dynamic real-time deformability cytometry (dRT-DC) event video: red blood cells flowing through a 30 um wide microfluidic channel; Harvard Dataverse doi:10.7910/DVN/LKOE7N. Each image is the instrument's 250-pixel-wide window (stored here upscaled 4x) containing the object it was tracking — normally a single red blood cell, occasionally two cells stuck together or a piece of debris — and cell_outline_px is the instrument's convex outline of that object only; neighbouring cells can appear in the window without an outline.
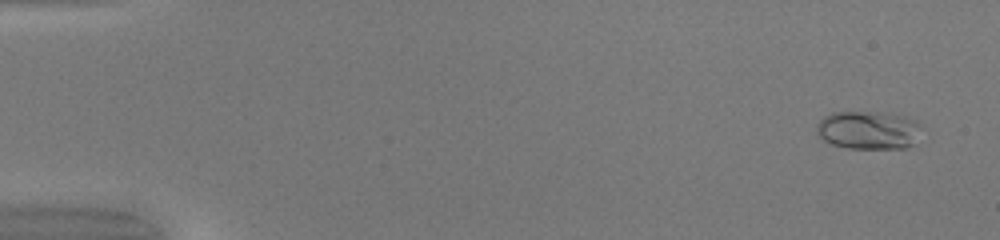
{"species": "common noctule bat (a hibernating species)", "species_latin": "Nyctalus noctula", "temperature_condition": "warm", "stored_images_in_passage": 50, "camera_frame_rate_fps": 3000, "um_per_image_px": 0.085, "animal": {"sex": "female", "body_mass_g": 20.0, "forearm_length_mm": 54.0}, "frame": {"image": 1, "passage_image": 3, "time_ms": 0.667, "image_size_px": [1000, 240], "cell_outline_px": [[916, 144], [904, 148], [848, 148], [832, 144], [824, 140], [816, 132], [816, 124], [824, 116], [832, 112], [884, 112], [904, 116], [916, 120]], "centroid_in_image_um": [73.75, 11.05], "position_along_channel_um": 11.3, "area_um2": 23.18}}
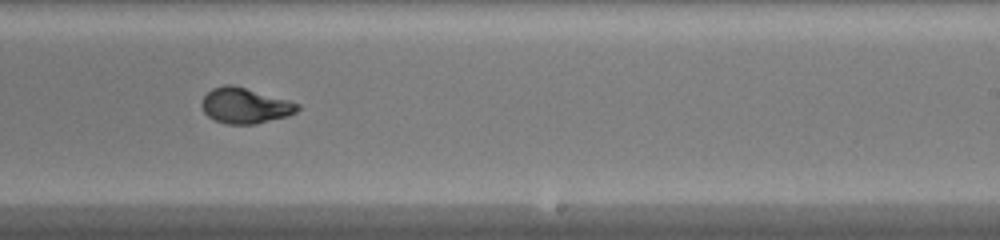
{"frame": {"image": 2, "passage_image": 32, "time_ms": 10.333, "image_size_px": [1000, 240], "cell_outline_px": [[300, 108], [296, 112], [288, 116], [256, 124], [228, 124], [216, 120], [208, 116], [204, 112], [200, 104], [204, 96], [212, 88], [224, 84], [232, 84], [288, 100], [300, 104]], "centroid_in_image_um": [20.82, 8.98], "position_along_channel_um": 268.2, "area_um2": 19.83}}
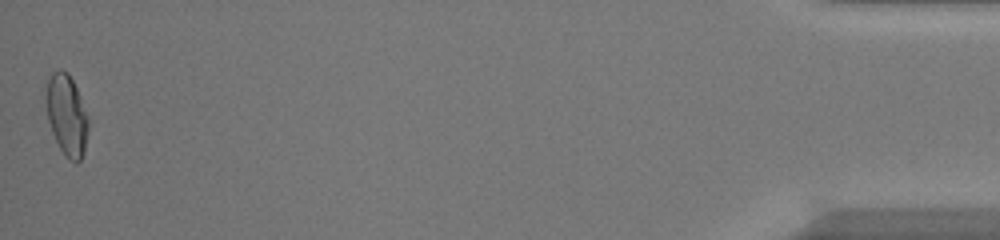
{"frame": {"image": 3, "passage_image": 50, "time_ms": 16.333, "image_size_px": [1000, 240], "cell_outline_px": [[88, 128], [84, 152], [80, 160], [76, 164], [68, 160], [60, 148], [52, 132], [48, 120], [44, 100], [44, 96], [48, 80], [52, 72], [60, 68], [68, 72], [80, 96], [88, 116]], "centroid_in_image_um": [5.65, 9.77], "position_along_channel_um": 429.6, "area_um2": 20.17}, "authors_computed_cell_mechanics": {"area_um2": 19.8543, "velocity_mm_per_s": 4.2023, "shape_relaxation_time_tau1_ms": 7.7454, "shape_relaxation_time_tau2_ms": null, "deformation_change_tau1": 0.2885, "deformation_change_tau2": null}}